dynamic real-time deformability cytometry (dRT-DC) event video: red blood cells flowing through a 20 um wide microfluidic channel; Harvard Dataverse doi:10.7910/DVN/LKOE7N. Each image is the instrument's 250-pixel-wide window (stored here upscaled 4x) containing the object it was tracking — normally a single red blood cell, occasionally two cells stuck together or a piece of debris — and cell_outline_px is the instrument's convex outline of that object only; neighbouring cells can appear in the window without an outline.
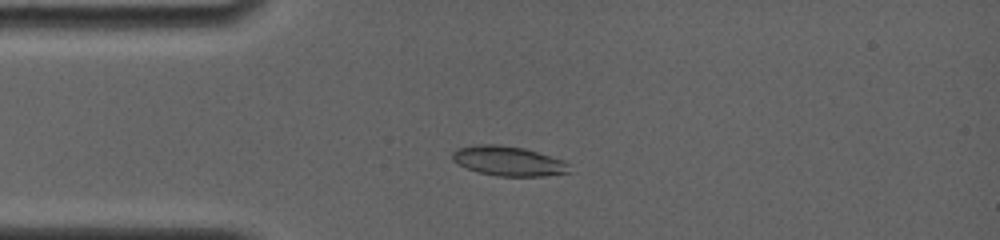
{"species": "common noctule bat (a hibernating species)", "species_latin": "Nyctalus noctula", "temperature_condition": "room temperature", "stored_images_in_passage": 5, "camera_frame_rate_fps": 4000, "um_per_image_px": 0.085, "animal": {"sex": "female", "body_mass_g": 19.0, "forearm_length_mm": 56.7}, "frame": {"image": 1, "passage_image": 4, "time_ms": 2.75, "image_size_px": [1000, 240], "cell_outline_px": [[572, 172], [544, 176], [496, 176], [476, 172], [452, 160], [452, 152], [456, 148], [476, 144], [500, 144], [524, 148], [564, 160], [568, 164]], "centroid_in_image_um": [43.21, 13.68], "position_along_channel_um": 41.8, "area_um2": 20.4}}